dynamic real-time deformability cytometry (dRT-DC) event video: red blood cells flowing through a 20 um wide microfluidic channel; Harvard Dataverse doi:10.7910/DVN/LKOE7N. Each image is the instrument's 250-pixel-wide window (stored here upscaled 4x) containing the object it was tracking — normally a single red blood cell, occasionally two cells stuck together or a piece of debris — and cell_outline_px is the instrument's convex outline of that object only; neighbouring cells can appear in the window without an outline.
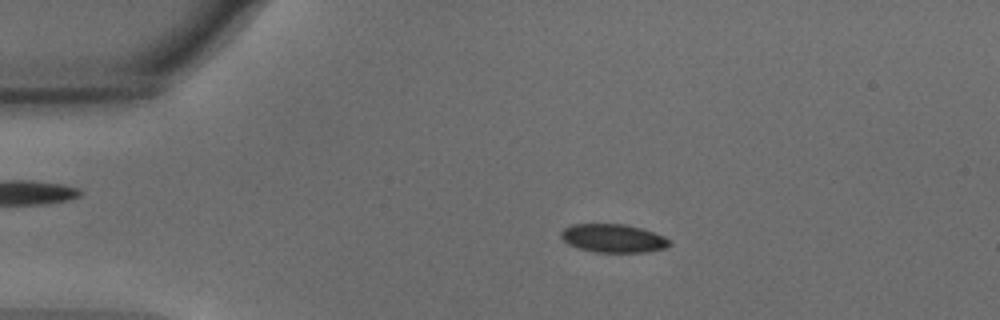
{"species": "common noctule bat (a hibernating species)", "species_latin": "Nyctalus noctula", "temperature_condition": "warm", "stored_images_in_passage": 54, "camera_frame_rate_fps": 3000, "um_per_image_px": 0.085, "animal": {"sex": "male", "body_mass_g": 15.6}, "frame": {"image": 1, "passage_image": 11, "time_ms": 3.333, "image_size_px": [1000, 320], "cell_outline_px": [[672, 244], [668, 248], [644, 252], [596, 252], [580, 248], [568, 244], [560, 236], [560, 232], [564, 228], [572, 224], [624, 224], [644, 228], [664, 236], [672, 240]], "centroid_in_image_um": [52.18, 20.25], "position_along_channel_um": 32.8, "area_um2": 18.15}}
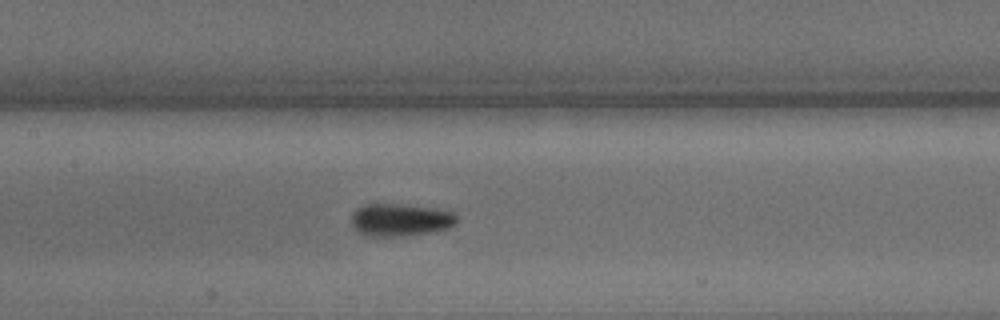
{"frame": {"image": 2, "passage_image": 26, "time_ms": 8.333, "image_size_px": [1000, 320], "cell_outline_px": [[456, 224], [448, 228], [428, 232], [392, 236], [372, 236], [360, 232], [352, 224], [352, 212], [356, 208], [364, 204], [408, 204], [436, 208], [452, 212], [456, 216]], "centroid_in_image_um": [34.03, 18.65], "position_along_channel_um": 173.4, "area_um2": 19.77}}
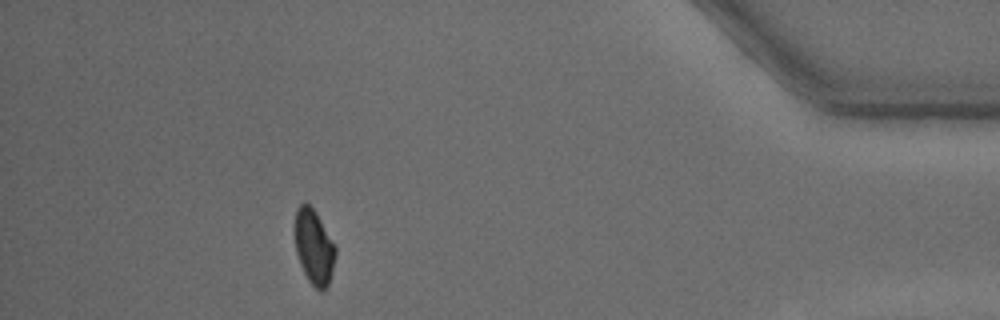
{"frame": {"image": 3, "passage_image": 49, "time_ms": 16.0, "image_size_px": [1000, 320], "cell_outline_px": [[336, 256], [332, 272], [328, 284], [320, 292], [308, 280], [300, 264], [296, 252], [296, 208], [304, 200], [316, 212], [336, 244]], "centroid_in_image_um": [26.71, 20.97], "position_along_channel_um": 408.5, "area_um2": 17.69}, "authors_computed_cell_mechanics": {"area_um2": 18.6405, "velocity_mm_per_s": 3.7387, "shape_relaxation_time_tau1_ms": 3.5052, "shape_relaxation_time_tau2_ms": null, "deformation_change_tau1": 0.113, "deformation_change_tau2": null}}